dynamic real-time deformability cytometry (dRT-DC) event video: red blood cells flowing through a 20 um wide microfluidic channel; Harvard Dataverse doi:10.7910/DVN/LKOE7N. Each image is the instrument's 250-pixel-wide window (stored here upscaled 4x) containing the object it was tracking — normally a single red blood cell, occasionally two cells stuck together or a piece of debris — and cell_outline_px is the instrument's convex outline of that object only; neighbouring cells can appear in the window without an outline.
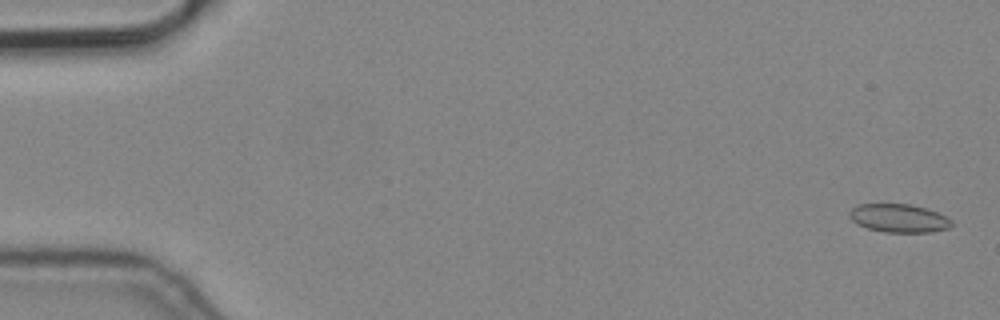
{"species": "common noctule bat (a hibernating species)", "species_latin": "Nyctalus noctula", "temperature_condition": "cold", "stored_images_in_passage": 6, "segment_of_instrument_passage": [1, 2], "camera_frame_rate_fps": 3000, "um_per_image_px": 0.085, "animal": {"sex": "male", "body_mass_g": 19.2, "forearm_length_mm": 51.8}, "frame": {"image": 1, "passage_image": 1, "time_ms": 0.0, "image_size_px": [1000, 320], "cell_outline_px": [[952, 224], [948, 228], [932, 232], [884, 232], [868, 228], [856, 224], [848, 216], [848, 212], [856, 204], [908, 204], [924, 208], [936, 212], [952, 220]], "centroid_in_image_um": [76.35, 18.55], "position_along_channel_um": 8.7, "area_um2": 16.82}}